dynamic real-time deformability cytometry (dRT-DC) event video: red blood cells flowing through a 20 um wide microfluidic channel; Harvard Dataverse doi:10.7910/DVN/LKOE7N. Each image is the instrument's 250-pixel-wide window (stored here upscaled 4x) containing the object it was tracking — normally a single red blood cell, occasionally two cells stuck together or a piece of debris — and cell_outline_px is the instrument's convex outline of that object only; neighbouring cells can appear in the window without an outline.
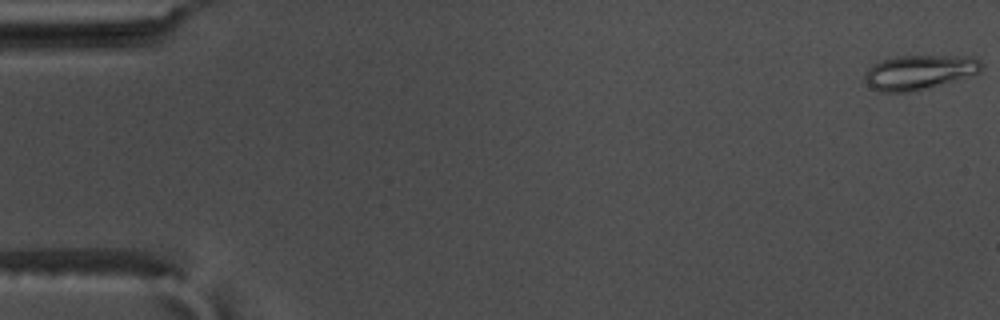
{"species": "common noctule bat (a hibernating species)", "species_latin": "Nyctalus noctula", "temperature_condition": "warm", "stored_images_in_passage": 56, "camera_frame_rate_fps": 3000, "um_per_image_px": 0.085, "animal": {"sex": "male", "body_mass_g": 17.5, "forearm_length_mm": 52.3}, "frame": {"image": 1, "passage_image": 1, "time_ms": 0.0, "image_size_px": [1000, 320], "cell_outline_px": [[984, 64], [980, 72], [924, 88], [908, 92], [880, 92], [872, 88], [864, 80], [864, 72], [872, 64], [896, 56], [972, 56], [980, 60]], "centroid_in_image_um": [78.1, 6.12], "position_along_channel_um": 6.9, "area_um2": 23.18}}
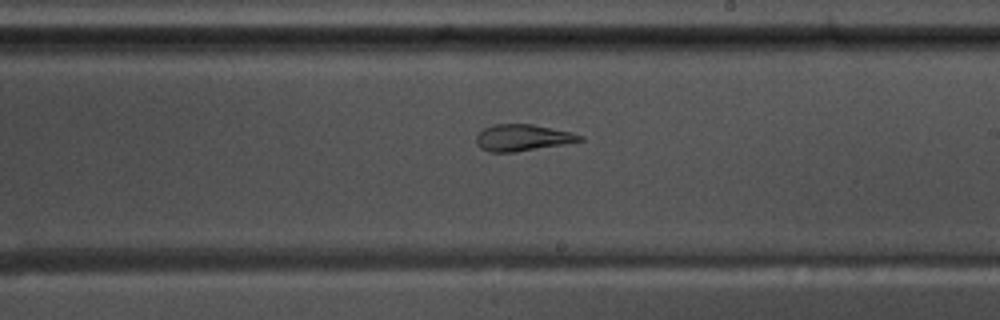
{"frame": {"image": 2, "passage_image": 33, "time_ms": 10.667, "image_size_px": [1000, 320], "cell_outline_px": [[584, 140], [564, 144], [516, 152], [488, 152], [480, 148], [476, 144], [476, 136], [484, 128], [492, 124], [532, 124], [572, 132], [584, 136]], "centroid_in_image_um": [44.41, 11.7], "position_along_channel_um": 244.6, "area_um2": 16.13}}
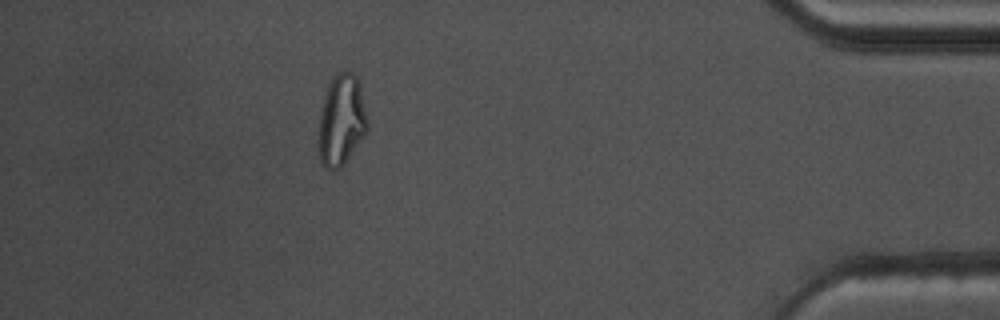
{"frame": {"image": 3, "passage_image": 50, "time_ms": 16.333, "image_size_px": [1000, 320], "cell_outline_px": [[368, 128], [364, 136], [344, 164], [340, 168], [332, 172], [324, 168], [320, 160], [316, 144], [320, 112], [324, 96], [328, 84], [332, 76], [336, 72], [344, 68], [352, 72], [356, 76], [360, 84], [368, 120]], "centroid_in_image_um": [28.99, 10.22], "position_along_channel_um": 406.2, "area_um2": 26.88}, "authors_computed_cell_mechanics": {"area_um2": 21.2415, "velocity_mm_per_s": 3.706, "shape_relaxation_time_tau1_ms": null, "shape_relaxation_time_tau2_ms": 1.5077, "deformation_change_tau1": null, "deformation_change_tau2": 0.0987}}